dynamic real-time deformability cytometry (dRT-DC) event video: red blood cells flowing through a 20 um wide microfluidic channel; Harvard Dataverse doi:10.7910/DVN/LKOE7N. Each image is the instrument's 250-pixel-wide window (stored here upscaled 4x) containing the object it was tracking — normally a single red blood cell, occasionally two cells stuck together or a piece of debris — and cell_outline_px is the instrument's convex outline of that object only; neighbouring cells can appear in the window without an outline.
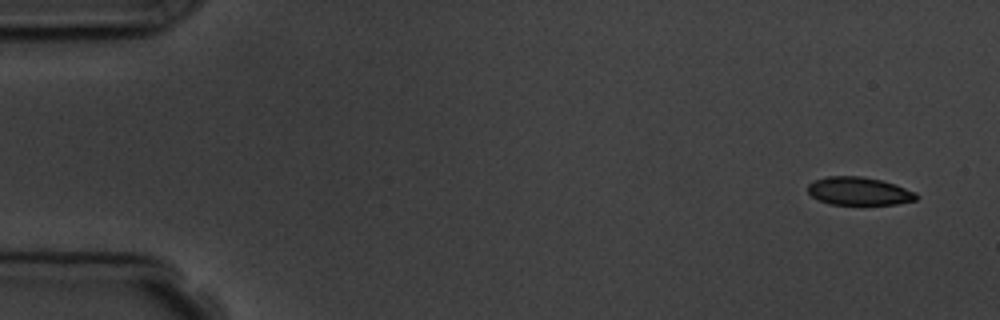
{"species": "common noctule bat (a hibernating species)", "species_latin": "Nyctalus noctula", "temperature_condition": "room temperature", "stored_images_in_passage": 4, "camera_frame_rate_fps": 3000, "um_per_image_px": 0.085, "animal": {"sex": "male", "body_mass_g": 19.5, "forearm_length_mm": 54.6}, "frame": {"image": 1, "passage_image": 1, "time_ms": 0.0, "image_size_px": [1000, 320], "cell_outline_px": [[920, 196], [916, 200], [896, 204], [828, 204], [812, 196], [808, 192], [808, 184], [816, 180], [828, 176], [860, 176], [880, 180], [896, 184], [916, 192]], "centroid_in_image_um": [73.04, 16.25], "position_along_channel_um": 12.0, "area_um2": 17.69}}
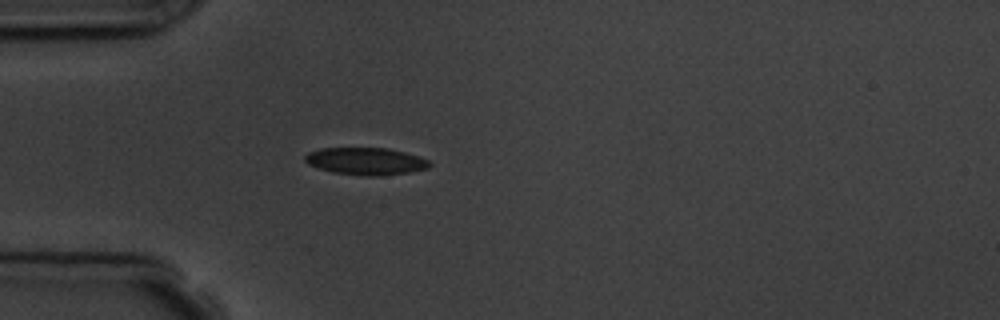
{"frame": {"image": 2, "passage_image": 4, "time_ms": 4.333, "image_size_px": [1000, 320], "cell_outline_px": [[432, 164], [428, 168], [408, 172], [376, 176], [368, 176], [332, 172], [308, 164], [304, 160], [304, 156], [308, 152], [320, 148], [388, 148], [404, 152], [428, 160]], "centroid_in_image_um": [31.06, 13.69], "position_along_channel_um": 53.9, "area_um2": 19.59}}